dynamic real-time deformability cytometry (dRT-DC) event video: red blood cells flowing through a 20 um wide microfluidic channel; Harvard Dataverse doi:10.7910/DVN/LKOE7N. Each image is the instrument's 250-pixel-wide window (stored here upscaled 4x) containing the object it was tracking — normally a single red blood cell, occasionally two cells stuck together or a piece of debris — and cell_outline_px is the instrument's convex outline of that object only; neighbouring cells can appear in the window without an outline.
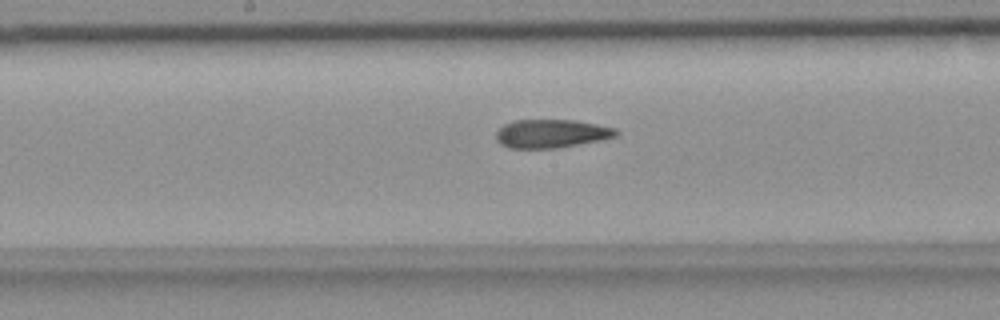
{"species": "common noctule bat (a hibernating species)", "species_latin": "Nyctalus noctula", "temperature_condition": "room temperature", "stored_images_in_passage": 35, "camera_frame_rate_fps": 3000, "um_per_image_px": 0.085, "animal": {"sex": "female", "body_mass_g": 18.4}, "frame": {"image": 1, "passage_image": 12, "time_ms": 3.667, "image_size_px": [1000, 320], "cell_outline_px": [[620, 132], [616, 136], [600, 140], [560, 148], [508, 148], [500, 144], [496, 140], [496, 132], [504, 124], [512, 120], [576, 120], [616, 128]], "centroid_in_image_um": [46.86, 11.36], "position_along_channel_um": 201.3, "area_um2": 20.06}}
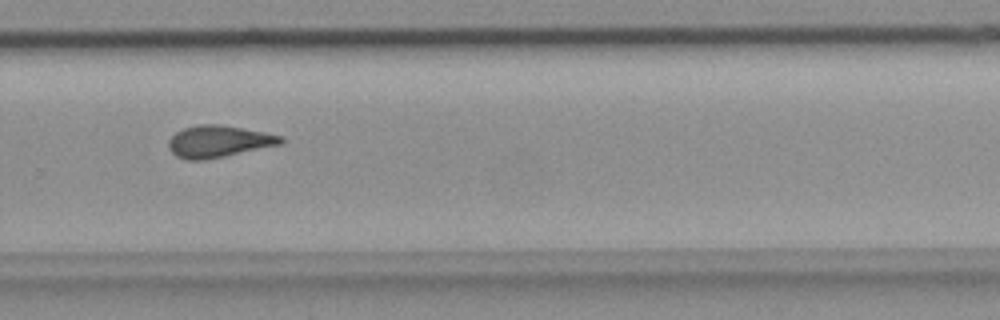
{"frame": {"image": 2, "passage_image": 21, "time_ms": 6.667, "image_size_px": [1000, 320], "cell_outline_px": [[284, 140], [280, 144], [224, 156], [204, 160], [184, 160], [176, 156], [168, 148], [168, 140], [176, 132], [184, 128], [196, 124], [220, 124], [264, 132], [284, 136]], "centroid_in_image_um": [18.54, 12.01], "position_along_channel_um": 311.3, "area_um2": 20.81}}
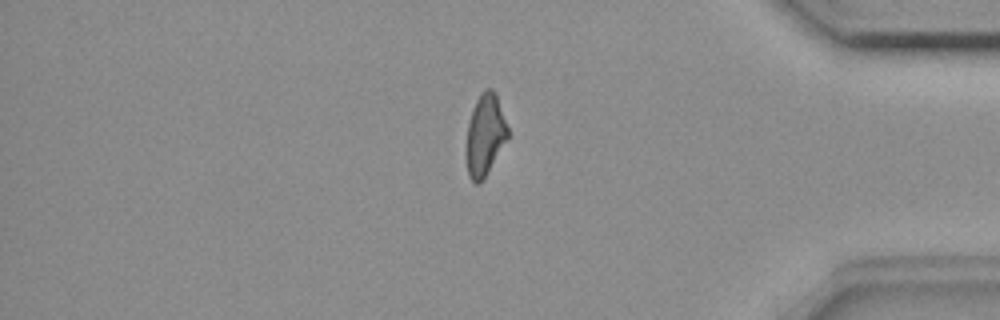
{"frame": {"image": 3, "passage_image": 30, "time_ms": 9.667, "image_size_px": [1000, 320], "cell_outline_px": [[508, 140], [480, 184], [476, 184], [468, 176], [464, 152], [468, 124], [472, 108], [480, 92], [484, 88], [492, 88], [496, 92], [508, 128]], "centroid_in_image_um": [41.2, 11.47], "position_along_channel_um": 394.0, "area_um2": 20.29}, "authors_computed_cell_mechanics": {"area_um2": 20.5768, "velocity_mm_per_s": 3.6745, "shape_relaxation_time_tau1_ms": null, "shape_relaxation_time_tau2_ms": 4.1285, "deformation_change_tau1": null, "deformation_change_tau2": 0.12}}